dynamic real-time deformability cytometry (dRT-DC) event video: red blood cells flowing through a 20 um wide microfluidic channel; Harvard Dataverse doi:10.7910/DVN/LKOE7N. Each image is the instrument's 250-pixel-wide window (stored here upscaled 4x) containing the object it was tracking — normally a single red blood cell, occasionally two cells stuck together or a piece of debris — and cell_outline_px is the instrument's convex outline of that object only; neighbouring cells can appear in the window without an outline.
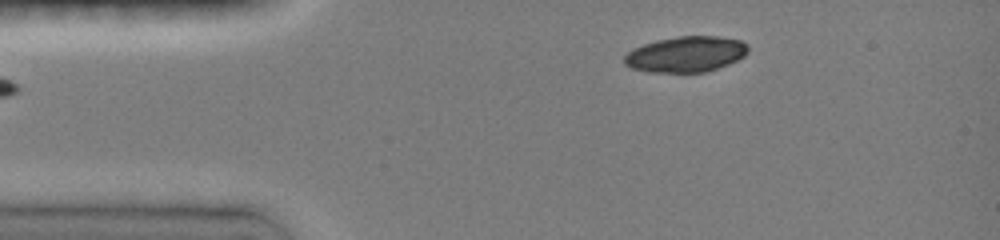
{"species": "common noctule bat (a hibernating species)", "species_latin": "Nyctalus noctula", "temperature_condition": "room temperature", "stored_images_in_passage": 31, "camera_frame_rate_fps": 3000, "um_per_image_px": 0.085, "animal": {"sex": "female", "body_mass_g": 19.0, "forearm_length_mm": 51.5}, "frame": {"image": 1, "passage_image": 1, "time_ms": 0.0, "image_size_px": [1000, 240], "cell_outline_px": [[748, 52], [744, 56], [728, 64], [704, 72], [648, 72], [632, 68], [624, 64], [624, 56], [632, 48], [656, 40], [676, 36], [716, 36], [740, 40], [748, 44]], "centroid_in_image_um": [58.28, 4.6], "position_along_channel_um": 26.7, "area_um2": 25.78}}
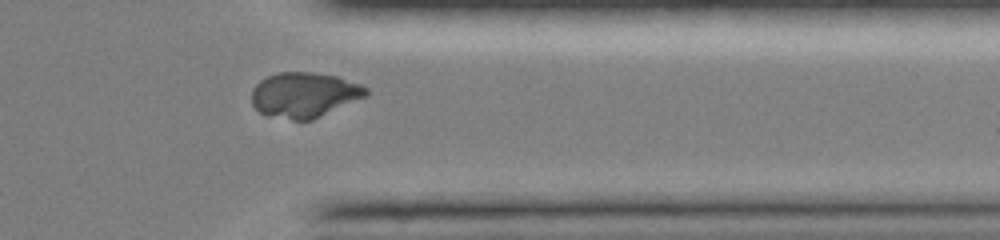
{"frame": {"image": 2, "passage_image": 26, "time_ms": 10.0, "image_size_px": [1000, 240], "cell_outline_px": [[368, 92], [364, 96], [312, 120], [292, 120], [268, 116], [260, 112], [252, 104], [252, 88], [260, 80], [276, 72], [312, 72], [336, 76], [360, 84], [368, 88]], "centroid_in_image_um": [25.81, 8.06], "position_along_channel_um": 385.6, "area_um2": 29.88}}
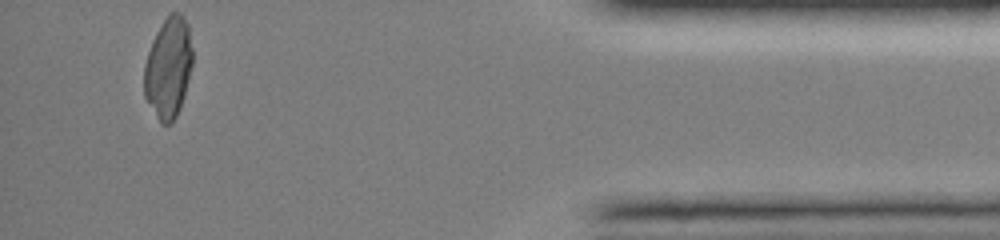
{"frame": {"image": 3, "passage_image": 31, "time_ms": 12.0, "image_size_px": [1000, 240], "cell_outline_px": [[192, 64], [184, 96], [180, 108], [176, 116], [168, 124], [160, 124], [144, 96], [144, 64], [152, 40], [156, 32], [168, 12], [180, 12], [184, 16], [188, 24], [192, 48]], "centroid_in_image_um": [14.3, 5.73], "position_along_channel_um": 420.9, "area_um2": 28.61}}